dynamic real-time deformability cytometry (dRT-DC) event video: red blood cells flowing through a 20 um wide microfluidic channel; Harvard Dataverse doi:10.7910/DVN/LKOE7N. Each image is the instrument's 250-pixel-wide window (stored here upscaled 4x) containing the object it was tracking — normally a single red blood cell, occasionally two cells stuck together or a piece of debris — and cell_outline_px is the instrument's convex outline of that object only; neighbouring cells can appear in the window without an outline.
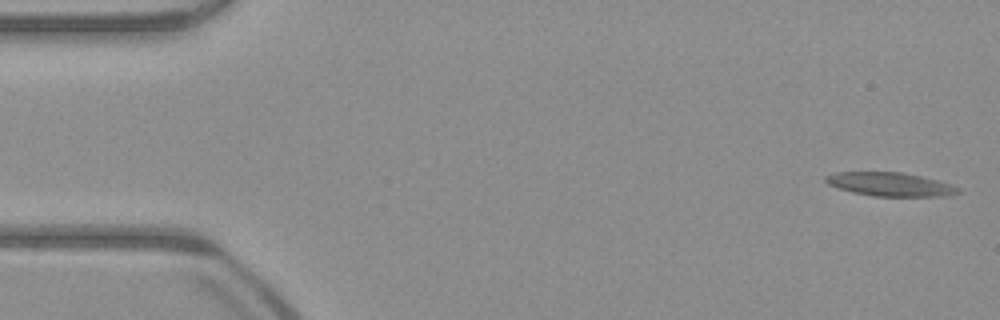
{"species": "common noctule bat (a hibernating species)", "species_latin": "Nyctalus noctula", "temperature_condition": "warm", "stored_images_in_passage": 52, "camera_frame_rate_fps": 3000, "um_per_image_px": 0.085, "animal": {"sex": "male", "body_mass_g": 23.1, "forearm_length_mm": 52.7}, "frame": {"image": 1, "passage_image": 1, "time_ms": 0.0, "image_size_px": [1000, 320], "cell_outline_px": [[964, 192], [948, 196], [872, 196], [852, 192], [828, 184], [824, 180], [824, 176], [832, 172], [904, 172], [936, 180], [960, 188]], "centroid_in_image_um": [75.66, 15.66], "position_along_channel_um": 9.3, "area_um2": 18.32}}
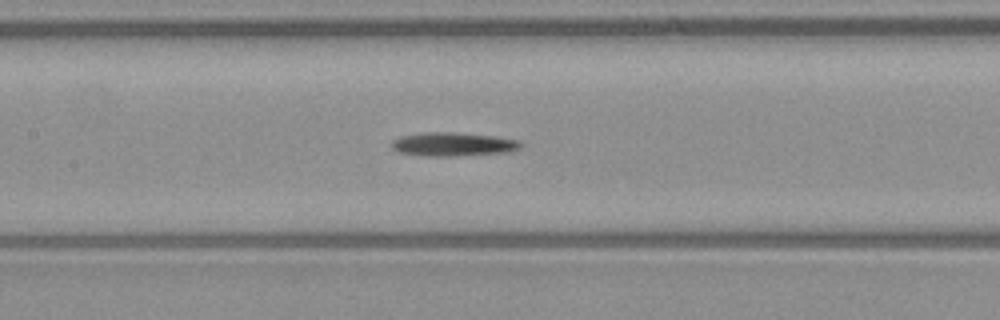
{"frame": {"image": 2, "passage_image": 23, "time_ms": 7.333, "image_size_px": [1000, 320], "cell_outline_px": [[524, 144], [520, 148], [512, 152], [456, 156], [428, 156], [400, 152], [392, 148], [388, 144], [392, 140], [400, 136], [420, 132], [456, 132], [496, 136], [520, 140]], "centroid_in_image_um": [38.54, 12.25], "position_along_channel_um": 168.9, "area_um2": 18.26}}
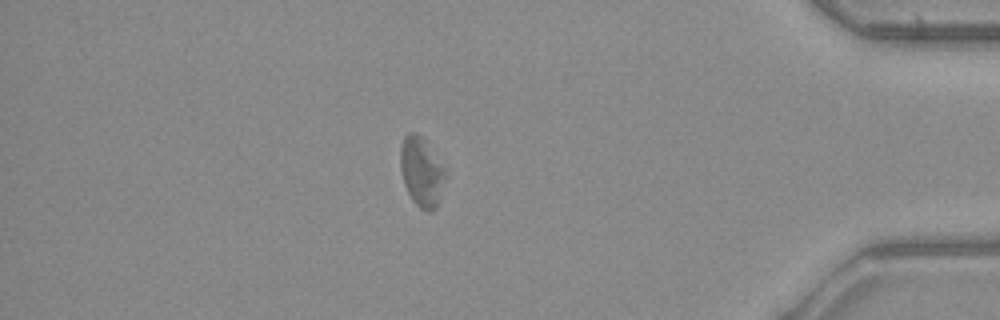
{"frame": {"image": 3, "passage_image": 44, "time_ms": 14.333, "image_size_px": [1000, 320], "cell_outline_px": [[448, 168], [436, 208], [428, 212], [420, 208], [412, 200], [404, 184], [400, 168], [400, 148], [404, 136], [408, 132], [416, 132], [424, 140]], "centroid_in_image_um": [35.84, 14.58], "position_along_channel_um": 399.4, "area_um2": 18.38}}